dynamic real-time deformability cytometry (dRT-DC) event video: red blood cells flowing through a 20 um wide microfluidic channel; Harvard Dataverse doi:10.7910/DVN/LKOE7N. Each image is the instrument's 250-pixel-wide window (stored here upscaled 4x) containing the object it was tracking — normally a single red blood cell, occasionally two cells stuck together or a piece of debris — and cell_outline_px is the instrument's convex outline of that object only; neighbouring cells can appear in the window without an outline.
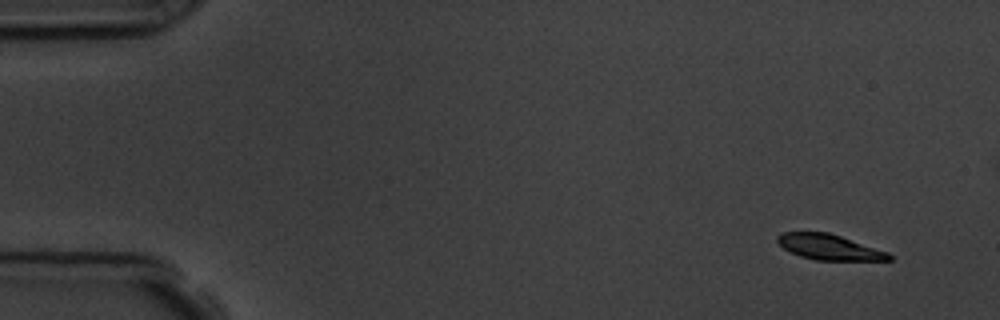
{"species": "common noctule bat (a hibernating species)", "species_latin": "Nyctalus noctula", "temperature_condition": "room temperature", "stored_images_in_passage": 16, "camera_frame_rate_fps": 3000, "um_per_image_px": 0.085, "animal": {"sex": "male", "body_mass_g": 19.5, "forearm_length_mm": 54.6}, "frame": {"image": 1, "passage_image": 1, "time_ms": 0.0, "image_size_px": [1000, 320], "cell_outline_px": [[892, 260], [816, 260], [800, 256], [784, 248], [776, 240], [776, 236], [780, 232], [828, 232], [888, 252], [892, 256]], "centroid_in_image_um": [70.46, 21.0], "position_along_channel_um": 14.5, "area_um2": 16.36}}
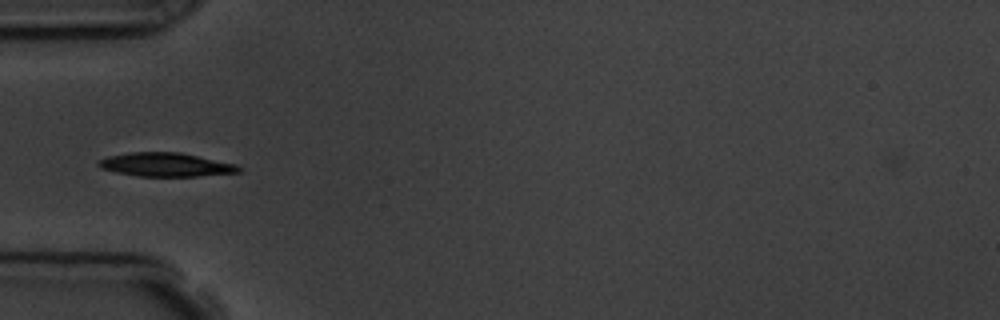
{"frame": {"image": 2, "passage_image": 5, "time_ms": 4.667, "image_size_px": [1000, 320], "cell_outline_px": [[240, 172], [196, 176], [140, 176], [116, 172], [100, 168], [96, 164], [100, 160], [108, 156], [128, 152], [180, 152], [236, 164], [240, 168]], "centroid_in_image_um": [14.06, 13.99], "position_along_channel_um": 70.9, "area_um2": 19.25}}
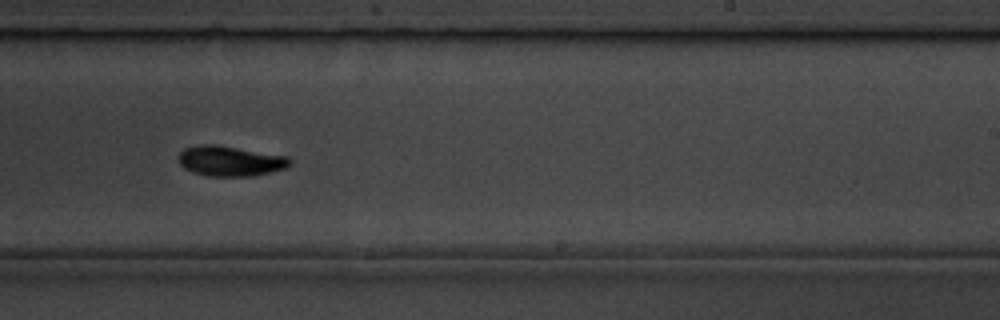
{"frame": {"image": 3, "passage_image": 10, "time_ms": 10.0, "image_size_px": [1000, 320], "cell_outline_px": [[292, 164], [284, 168], [252, 176], [208, 176], [192, 172], [184, 168], [176, 160], [176, 156], [184, 148], [196, 144], [216, 144], [288, 156], [292, 160]], "centroid_in_image_um": [19.51, 13.67], "position_along_channel_um": 269.5, "area_um2": 19.88}, "authors_computed_cell_mechanics": {"area_um2": 18.785, "velocity_mm_per_s": 3.728, "shape_relaxation_time_tau1_ms": 4.4169, "shape_relaxation_time_tau2_ms": null, "deformation_change_tau1": 0.109, "deformation_change_tau2": null}}